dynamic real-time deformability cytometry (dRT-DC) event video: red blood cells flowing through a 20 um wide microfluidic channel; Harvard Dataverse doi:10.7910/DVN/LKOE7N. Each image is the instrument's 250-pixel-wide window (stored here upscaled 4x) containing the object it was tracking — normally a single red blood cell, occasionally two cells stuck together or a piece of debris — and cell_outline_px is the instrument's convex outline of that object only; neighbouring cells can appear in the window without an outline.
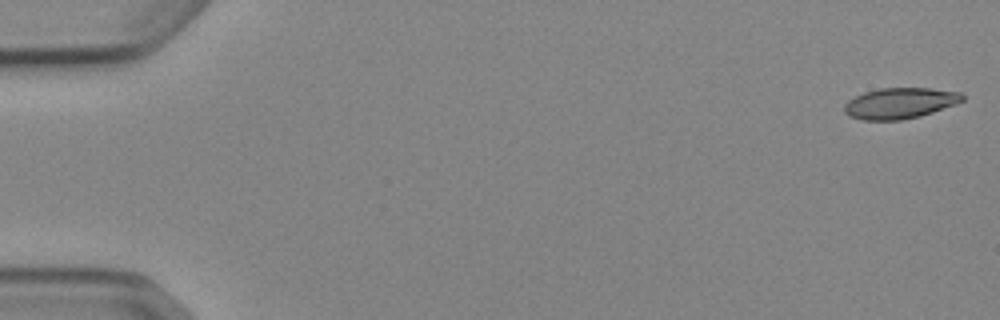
{"species": "Egyptian fruit bat (a non-hibernating species)", "species_latin": "Rousettus aegyptiacus", "temperature_condition": "cold", "stored_images_in_passage": 11, "camera_frame_rate_fps": 3000, "um_per_image_px": 0.085, "animal": {"sex": "female"}, "frame": {"image": 1, "passage_image": 1, "time_ms": 0.0, "image_size_px": [1000, 320], "cell_outline_px": [[964, 100], [956, 104], [920, 116], [900, 120], [860, 120], [848, 116], [844, 112], [844, 104], [848, 100], [864, 92], [880, 88], [932, 88], [960, 92], [964, 96]], "centroid_in_image_um": [76.47, 8.77], "position_along_channel_um": 8.5, "area_um2": 21.33}}